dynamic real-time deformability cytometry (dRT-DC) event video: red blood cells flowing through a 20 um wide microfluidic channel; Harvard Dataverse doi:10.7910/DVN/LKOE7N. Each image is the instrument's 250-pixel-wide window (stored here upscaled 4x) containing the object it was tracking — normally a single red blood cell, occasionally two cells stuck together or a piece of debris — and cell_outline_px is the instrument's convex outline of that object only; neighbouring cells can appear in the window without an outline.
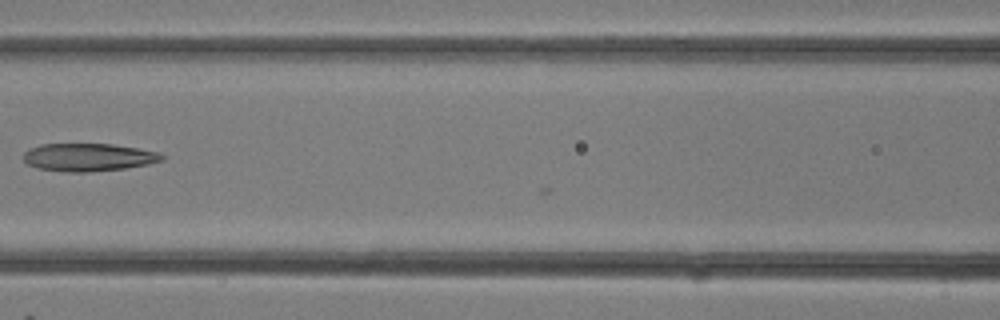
{"species": "common noctule bat (a hibernating species)", "species_latin": "Nyctalus noctula", "temperature_condition": "room temperature", "stored_images_in_passage": 4, "camera_frame_rate_fps": 3000, "um_per_image_px": 0.085, "animal": {"sex": "female"}, "frame": {"image": 1, "passage_image": 3, "time_ms": 0.667, "image_size_px": [1000, 320], "cell_outline_px": [[164, 160], [148, 164], [124, 168], [88, 172], [64, 172], [36, 168], [28, 164], [24, 160], [24, 152], [40, 144], [112, 144], [160, 152], [164, 156]], "centroid_in_image_um": [7.52, 13.37], "position_along_channel_um": 159.1, "area_um2": 22.43}}